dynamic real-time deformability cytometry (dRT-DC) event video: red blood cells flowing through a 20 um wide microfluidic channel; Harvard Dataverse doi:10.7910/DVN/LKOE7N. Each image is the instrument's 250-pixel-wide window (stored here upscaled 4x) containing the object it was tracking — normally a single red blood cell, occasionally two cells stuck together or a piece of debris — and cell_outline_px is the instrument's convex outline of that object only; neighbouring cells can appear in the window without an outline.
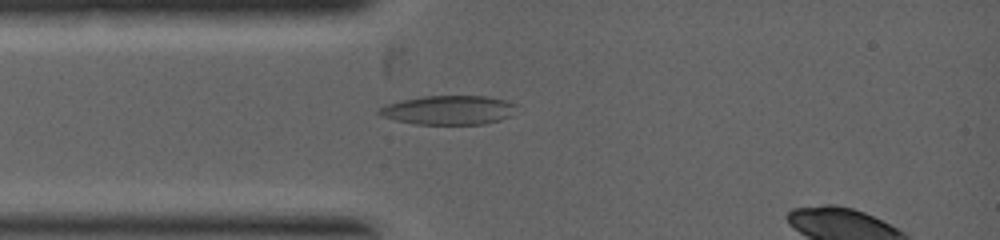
{"species": "common noctule bat (a hibernating species)", "species_latin": "Nyctalus noctula", "temperature_condition": "warm", "stored_images_in_passage": 4, "segment_of_instrument_passage": [1, 2], "camera_frame_rate_fps": 5000, "um_per_image_px": 0.085, "animal": {"sex": "female", "body_mass_g": 19.0, "forearm_length_mm": 53.3}, "frame": {"image": 1, "passage_image": 3, "time_ms": 2.4, "image_size_px": [1000, 240], "cell_outline_px": [[520, 104], [512, 116], [500, 120], [484, 124], [416, 124], [396, 120], [384, 116], [376, 112], [376, 108], [400, 100], [424, 96], [484, 96], [504, 100]], "centroid_in_image_um": [38.18, 9.35], "position_along_channel_um": 46.8, "area_um2": 23.47}}